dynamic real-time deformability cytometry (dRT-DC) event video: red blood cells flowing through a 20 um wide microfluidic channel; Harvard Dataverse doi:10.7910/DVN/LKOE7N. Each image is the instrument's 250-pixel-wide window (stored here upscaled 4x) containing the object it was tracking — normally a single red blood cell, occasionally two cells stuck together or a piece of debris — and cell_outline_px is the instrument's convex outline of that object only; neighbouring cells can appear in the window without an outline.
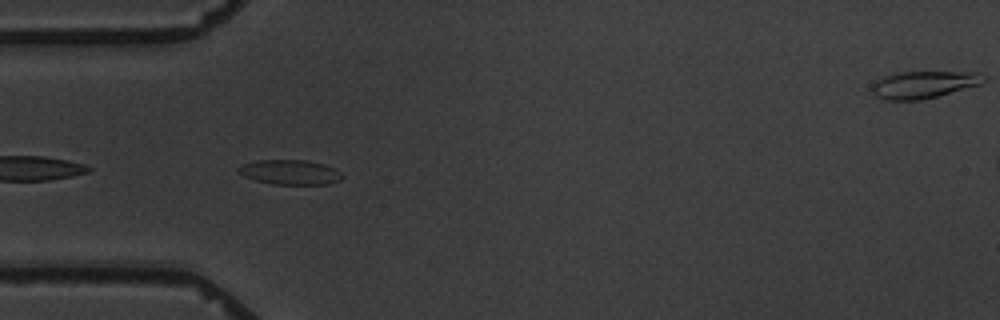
{"species": "common noctule bat (a hibernating species)", "species_latin": "Nyctalus noctula", "temperature_condition": "warm", "stored_images_in_passage": 6, "segment_of_instrument_passage": [2, 2], "camera_frame_rate_fps": 3000, "um_per_image_px": 0.085, "animal": {"sex": "male", "body_mass_g": 19.5, "forearm_length_mm": 54.6}, "frame": {"image": 1, "passage_image": 4, "time_ms": 4.333, "image_size_px": [1000, 320], "cell_outline_px": [[344, 176], [340, 180], [328, 184], [272, 184], [256, 180], [244, 176], [236, 172], [236, 168], [244, 164], [256, 160], [304, 160], [324, 164], [336, 168]], "centroid_in_image_um": [24.65, 14.63], "position_along_channel_um": 60.3, "area_um2": 15.03}}
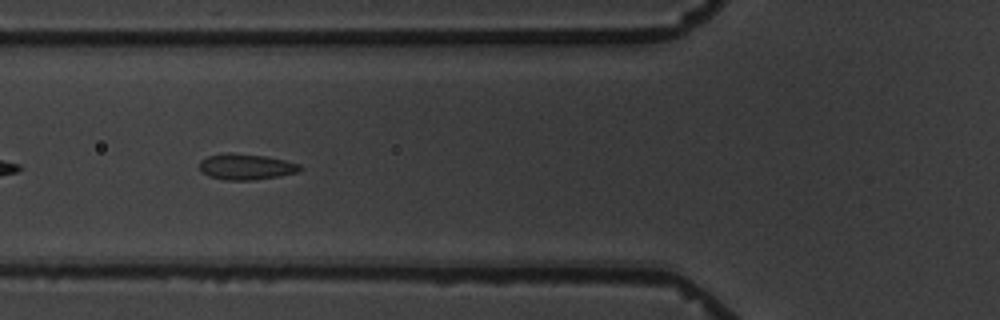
{"frame": {"image": 2, "passage_image": 5, "time_ms": 5.667, "image_size_px": [1000, 320], "cell_outline_px": [[304, 168], [296, 172], [280, 176], [252, 180], [224, 180], [208, 176], [200, 172], [200, 160], [208, 156], [228, 152], [232, 152], [264, 156], [284, 160], [300, 164]], "centroid_in_image_um": [20.89, 14.17], "position_along_channel_um": 104.9, "area_um2": 15.26}}
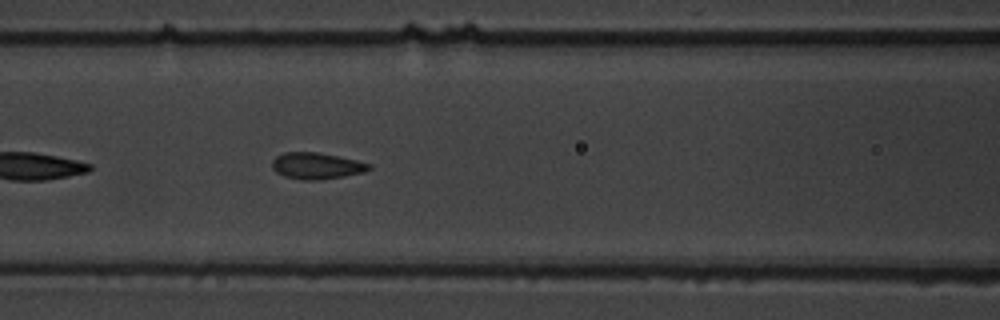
{"frame": {"image": 3, "passage_image": 6, "time_ms": 6.667, "image_size_px": [1000, 320], "cell_outline_px": [[372, 168], [364, 172], [344, 176], [320, 180], [300, 180], [284, 176], [276, 172], [272, 168], [272, 160], [276, 156], [284, 152], [320, 152], [356, 160], [372, 164]], "centroid_in_image_um": [26.9, 14.09], "position_along_channel_um": 139.7, "area_um2": 15.09}}